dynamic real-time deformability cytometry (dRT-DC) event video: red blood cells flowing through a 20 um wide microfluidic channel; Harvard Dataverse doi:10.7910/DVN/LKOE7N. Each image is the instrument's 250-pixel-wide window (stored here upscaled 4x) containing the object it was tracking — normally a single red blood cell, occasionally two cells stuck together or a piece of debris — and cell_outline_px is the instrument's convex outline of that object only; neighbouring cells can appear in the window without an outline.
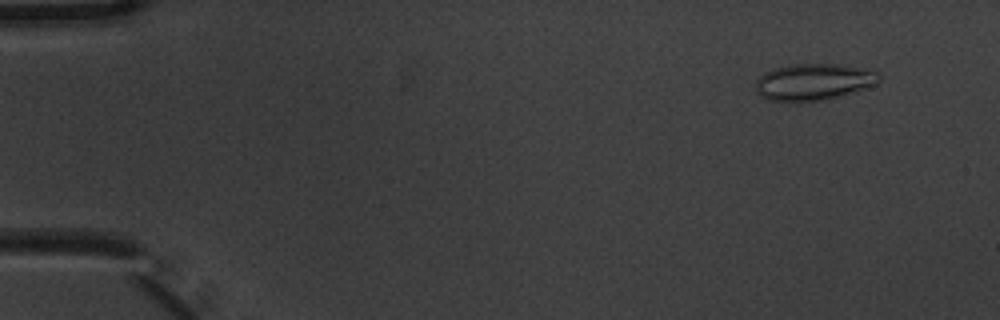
{"species": "common noctule bat (a hibernating species)", "species_latin": "Nyctalus noctula", "temperature_condition": "warm", "stored_images_in_passage": 6, "camera_frame_rate_fps": 3000, "um_per_image_px": 0.085, "animal": {"sex": "male", "body_mass_g": 20.1, "forearm_length_mm": 53.5}, "frame": {"image": 1, "passage_image": 2, "time_ms": 0.333, "image_size_px": [1000, 320], "cell_outline_px": [[880, 80], [876, 84], [828, 100], [796, 104], [768, 100], [760, 96], [756, 92], [756, 80], [764, 72], [788, 64], [840, 64], [868, 68], [880, 72]], "centroid_in_image_um": [69.15, 6.99], "position_along_channel_um": 15.9, "area_um2": 27.22}}
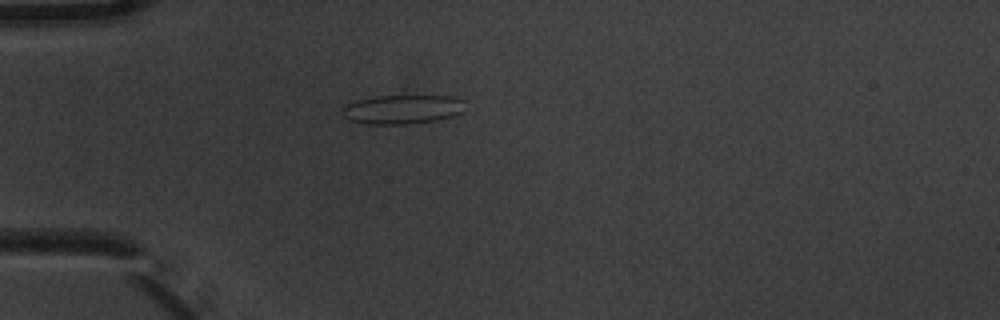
{"frame": {"image": 2, "passage_image": 5, "time_ms": 1.333, "image_size_px": [1000, 320], "cell_outline_px": [[464, 112], [452, 116], [436, 120], [408, 124], [368, 124], [352, 120], [344, 116], [340, 112], [344, 104], [356, 100], [376, 96], [452, 96], [464, 100]], "centroid_in_image_um": [34.2, 9.29], "position_along_channel_um": 50.8, "area_um2": 20.92}}